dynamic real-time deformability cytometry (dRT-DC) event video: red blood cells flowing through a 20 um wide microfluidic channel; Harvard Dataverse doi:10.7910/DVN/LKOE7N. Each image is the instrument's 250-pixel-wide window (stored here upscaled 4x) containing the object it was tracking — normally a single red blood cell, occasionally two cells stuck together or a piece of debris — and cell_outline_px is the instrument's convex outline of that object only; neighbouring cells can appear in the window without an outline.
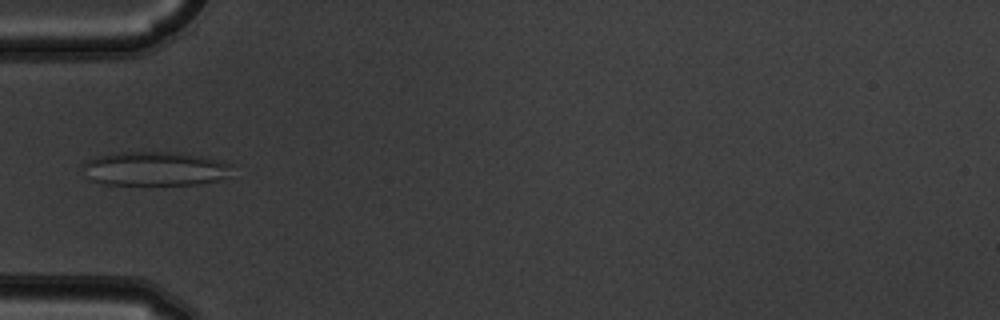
{"species": "common noctule bat (a hibernating species)", "species_latin": "Nyctalus noctula", "temperature_condition": "warm", "stored_images_in_passage": 5, "camera_frame_rate_fps": 3000, "um_per_image_px": 0.085, "animal": {"sex": "male", "body_mass_g": 19.5, "forearm_length_mm": 54.6}, "frame": {"image": 1, "passage_image": 5, "time_ms": 1.333, "image_size_px": [1000, 320], "cell_outline_px": [[236, 164], [228, 176], [216, 180], [196, 184], [104, 184], [92, 180], [80, 164], [84, 160], [96, 156], [116, 152], [184, 152], [208, 156], [228, 160]], "centroid_in_image_um": [13.27, 14.3], "position_along_channel_um": 71.7, "area_um2": 30.35}}